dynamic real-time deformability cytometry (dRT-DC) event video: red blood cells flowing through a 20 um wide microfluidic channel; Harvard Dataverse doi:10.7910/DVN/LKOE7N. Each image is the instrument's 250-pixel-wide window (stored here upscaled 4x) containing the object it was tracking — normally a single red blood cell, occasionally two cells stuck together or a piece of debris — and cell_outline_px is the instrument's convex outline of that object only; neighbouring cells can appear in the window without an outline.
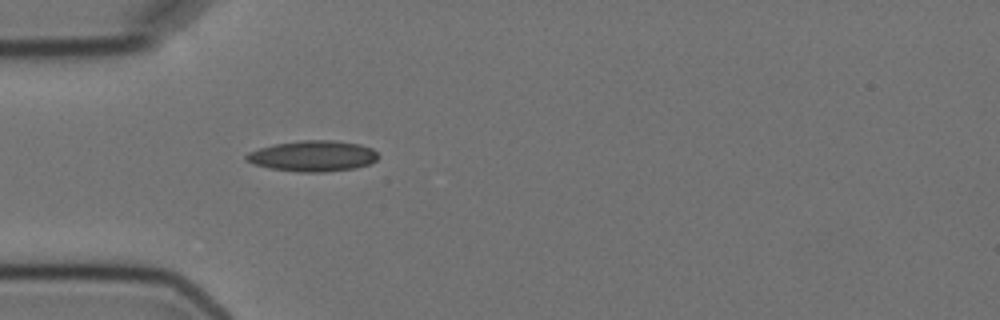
{"species": "Egyptian fruit bat (a non-hibernating species)", "species_latin": "Rousettus aegyptiacus", "temperature_condition": "cold", "stored_images_in_passage": 4, "camera_frame_rate_fps": 3000, "um_per_image_px": 0.085, "animal": {"sex": "female"}, "frame": {"image": 1, "passage_image": 4, "time_ms": 5.0, "image_size_px": [1000, 320], "cell_outline_px": [[380, 156], [376, 160], [368, 164], [356, 168], [324, 172], [300, 172], [268, 168], [252, 164], [244, 160], [244, 156], [248, 152], [260, 148], [276, 144], [300, 140], [336, 140], [360, 144], [372, 148]], "centroid_in_image_um": [26.58, 13.26], "position_along_channel_um": 58.4, "area_um2": 23.87}}